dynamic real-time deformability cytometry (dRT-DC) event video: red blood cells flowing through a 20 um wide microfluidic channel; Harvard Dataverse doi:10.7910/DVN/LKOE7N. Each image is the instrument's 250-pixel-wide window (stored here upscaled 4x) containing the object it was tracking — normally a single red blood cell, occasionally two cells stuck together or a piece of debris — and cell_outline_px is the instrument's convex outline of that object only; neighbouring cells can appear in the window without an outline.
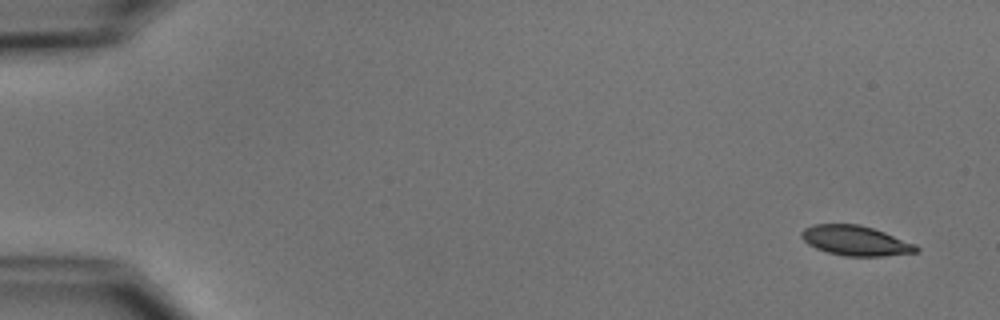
{"species": "common noctule bat (a hibernating species)", "species_latin": "Nyctalus noctula", "temperature_condition": "cold", "stored_images_in_passage": 5, "camera_frame_rate_fps": 3000, "um_per_image_px": 0.085, "animal": {"sex": "male", "body_mass_g": 15.6}, "frame": {"image": 1, "passage_image": 1, "time_ms": 0.0, "image_size_px": [1000, 320], "cell_outline_px": [[920, 248], [916, 252], [884, 256], [844, 256], [828, 252], [816, 248], [808, 244], [800, 236], [800, 232], [804, 228], [812, 224], [860, 224], [884, 232], [916, 244]], "centroid_in_image_um": [72.7, 20.45], "position_along_channel_um": 12.3, "area_um2": 20.0}}
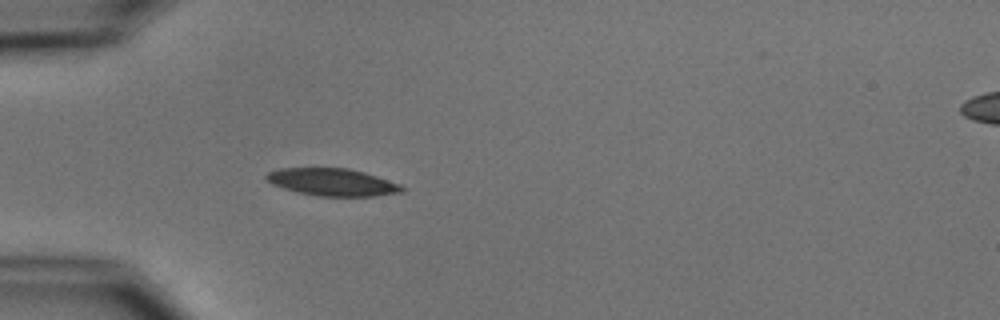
{"frame": {"image": 2, "passage_image": 5, "time_ms": 4.667, "image_size_px": [1000, 320], "cell_outline_px": [[404, 192], [376, 196], [320, 196], [300, 192], [284, 188], [272, 184], [264, 176], [268, 172], [280, 168], [348, 168], [364, 172], [400, 184], [404, 188]], "centroid_in_image_um": [28.27, 15.48], "position_along_channel_um": 56.7, "area_um2": 21.44}}